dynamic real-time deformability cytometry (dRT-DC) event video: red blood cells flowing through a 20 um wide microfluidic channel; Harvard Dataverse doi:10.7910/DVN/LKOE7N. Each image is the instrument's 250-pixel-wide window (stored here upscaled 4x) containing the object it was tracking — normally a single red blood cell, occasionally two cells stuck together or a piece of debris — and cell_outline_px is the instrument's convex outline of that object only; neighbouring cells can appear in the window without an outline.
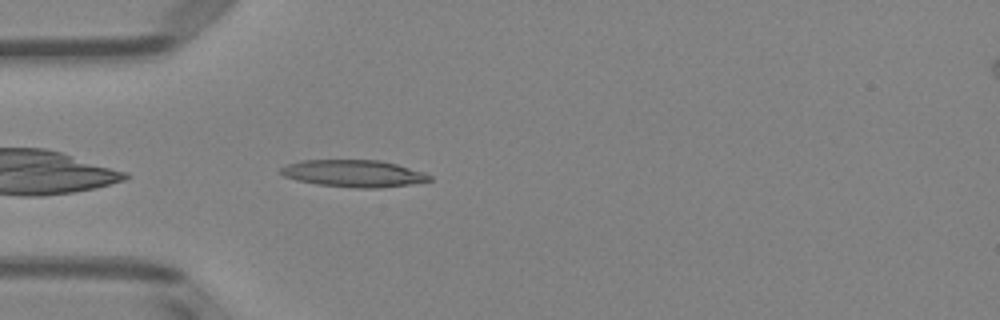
{"species": "Egyptian fruit bat (a non-hibernating species)", "species_latin": "Rousettus aegyptiacus", "temperature_condition": "room temperature", "stored_images_in_passage": 39, "camera_frame_rate_fps": 3000, "um_per_image_px": 0.085, "animal": {"sex": "female"}, "frame": {"image": 1, "passage_image": 3, "time_ms": 0.667, "image_size_px": [1000, 320], "cell_outline_px": [[432, 180], [408, 184], [380, 188], [356, 188], [316, 184], [296, 180], [284, 176], [280, 172], [280, 168], [288, 164], [304, 160], [380, 160], [396, 164], [424, 172], [432, 176]], "centroid_in_image_um": [30.06, 14.74], "position_along_channel_um": 54.9, "area_um2": 23.35}}
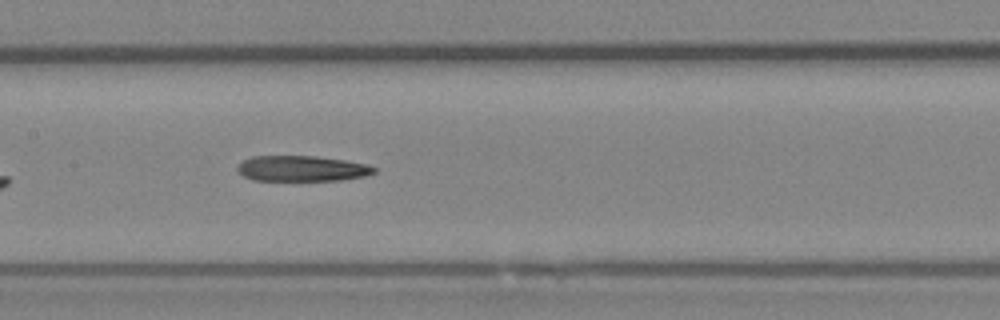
{"frame": {"image": 2, "passage_image": 13, "time_ms": 4.0, "image_size_px": [1000, 320], "cell_outline_px": [[376, 172], [364, 176], [340, 180], [252, 180], [244, 176], [236, 168], [244, 160], [252, 156], [316, 156], [344, 160], [364, 164], [376, 168]], "centroid_in_image_um": [25.65, 14.32], "position_along_channel_um": 181.8, "area_um2": 20.11}}
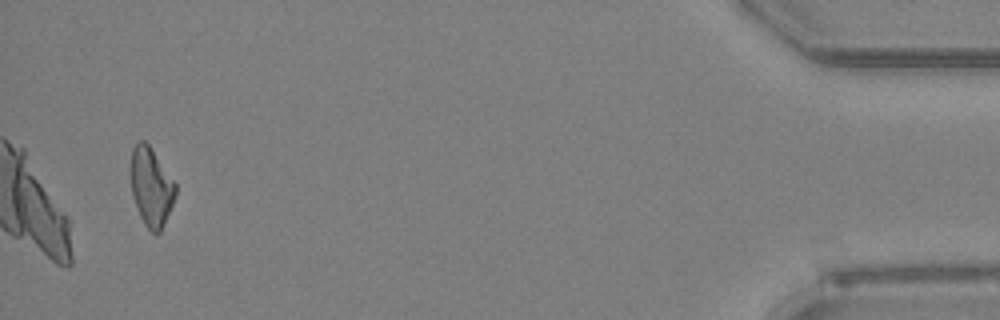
{"frame": {"image": 3, "passage_image": 37, "time_ms": 12.0, "image_size_px": [1000, 320], "cell_outline_px": [[176, 196], [160, 232], [156, 236], [144, 224], [136, 208], [132, 196], [132, 148], [136, 140], [144, 140], [148, 144], [176, 184]], "centroid_in_image_um": [12.85, 15.91], "position_along_channel_um": 422.3, "area_um2": 20.23}}